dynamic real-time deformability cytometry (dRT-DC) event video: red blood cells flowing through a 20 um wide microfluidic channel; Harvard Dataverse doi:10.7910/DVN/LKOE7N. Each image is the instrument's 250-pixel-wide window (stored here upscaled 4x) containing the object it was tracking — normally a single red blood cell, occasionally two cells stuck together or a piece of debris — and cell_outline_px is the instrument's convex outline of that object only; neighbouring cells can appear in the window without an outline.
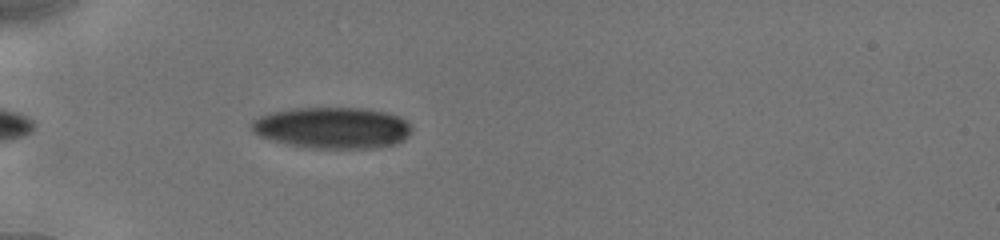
{"species": "human", "species_latin": "Homo sapiens", "temperature_condition": "cold", "stored_images_in_passage": 22, "camera_frame_rate_fps": 3000, "um_per_image_px": 0.085, "donor": {"sex": "male"}, "frame": {"image": 1, "passage_image": 5, "time_ms": 1.0, "image_size_px": [1000, 240], "cell_outline_px": [[412, 132], [404, 140], [396, 144], [380, 148], [316, 148], [288, 144], [260, 136], [252, 132], [252, 120], [260, 116], [272, 112], [292, 108], [364, 108], [388, 112], [400, 116], [412, 128]], "centroid_in_image_um": [28.3, 10.86], "position_along_channel_um": 56.7, "area_um2": 38.67}}
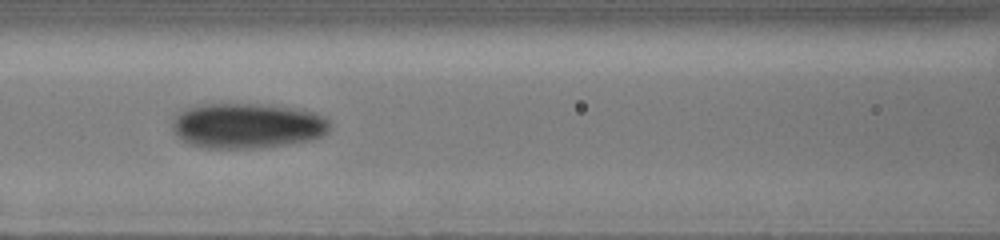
{"frame": {"image": 2, "passage_image": 15, "time_ms": 3.667, "image_size_px": [1000, 240], "cell_outline_px": [[328, 132], [312, 140], [288, 144], [260, 148], [204, 148], [188, 144], [180, 140], [172, 132], [172, 120], [184, 108], [200, 104], [256, 104], [296, 108], [312, 112], [324, 116], [328, 120]], "centroid_in_image_um": [20.96, 10.69], "position_along_channel_um": 145.6, "area_um2": 41.85}}
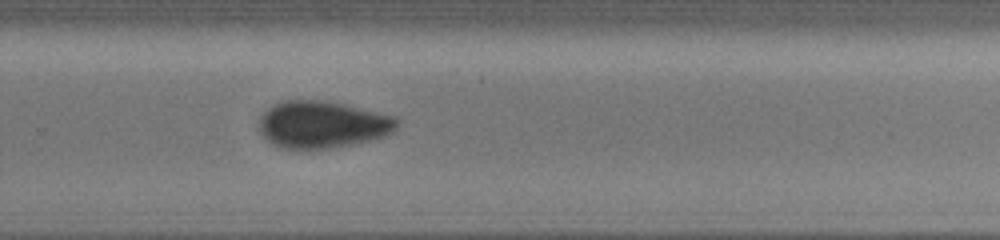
{"frame": {"image": 3, "passage_image": 22, "time_ms": 7.667, "image_size_px": [1000, 240], "cell_outline_px": [[400, 124], [388, 136], [348, 144], [324, 148], [284, 148], [272, 144], [260, 132], [260, 116], [268, 108], [284, 100], [324, 100], [344, 104], [396, 116], [400, 120]], "centroid_in_image_um": [27.44, 10.56], "position_along_channel_um": 302.4, "area_um2": 37.57}}